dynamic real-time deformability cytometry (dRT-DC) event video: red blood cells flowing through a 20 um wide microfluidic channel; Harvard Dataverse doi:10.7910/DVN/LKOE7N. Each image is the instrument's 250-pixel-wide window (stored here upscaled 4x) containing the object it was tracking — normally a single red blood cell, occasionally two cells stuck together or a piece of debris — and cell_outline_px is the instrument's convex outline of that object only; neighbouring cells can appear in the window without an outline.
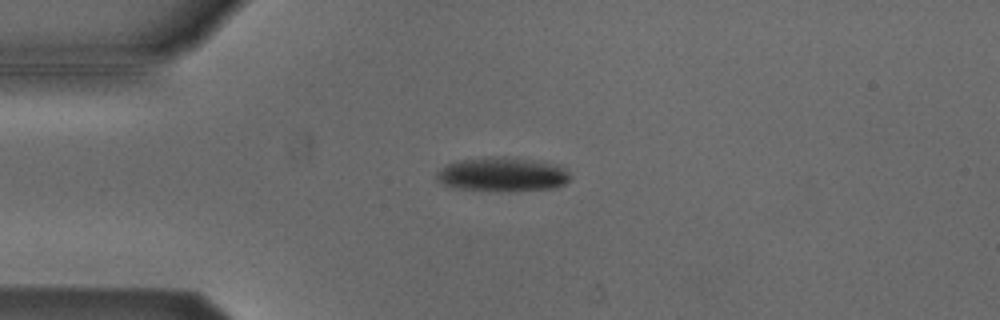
{"species": "Egyptian fruit bat (a non-hibernating species)", "species_latin": "Rousettus aegyptiacus", "temperature_condition": "cold", "stored_images_in_passage": 41, "camera_frame_rate_fps": 3000, "um_per_image_px": 0.085, "animal": {"sex": "male"}, "frame": {"image": 1, "passage_image": 1, "time_ms": 0.0, "image_size_px": [1000, 320], "cell_outline_px": [[568, 180], [564, 184], [556, 188], [512, 192], [496, 192], [452, 188], [436, 180], [436, 172], [444, 164], [456, 160], [504, 156], [556, 164], [564, 168], [568, 172]], "centroid_in_image_um": [42.64, 14.85], "position_along_channel_um": 42.4, "area_um2": 27.11}}
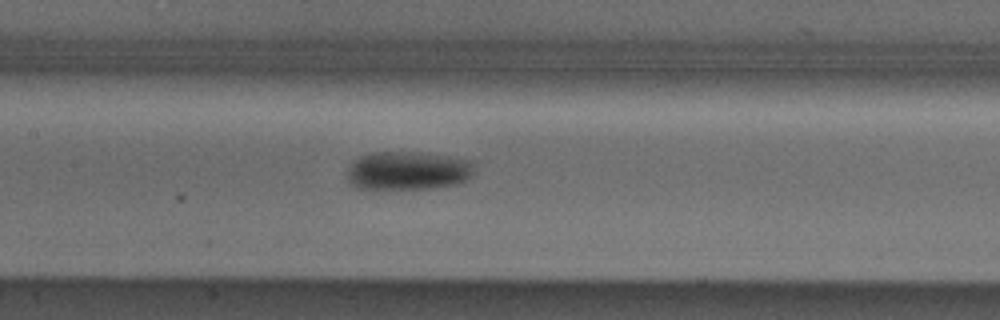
{"frame": {"image": 2, "passage_image": 13, "time_ms": 4.0, "image_size_px": [1000, 320], "cell_outline_px": [[476, 160], [472, 172], [460, 184], [432, 188], [356, 188], [348, 180], [348, 168], [352, 160], [360, 156], [372, 152], [420, 152]], "centroid_in_image_um": [34.69, 14.48], "position_along_channel_um": 172.7, "area_um2": 28.67}}
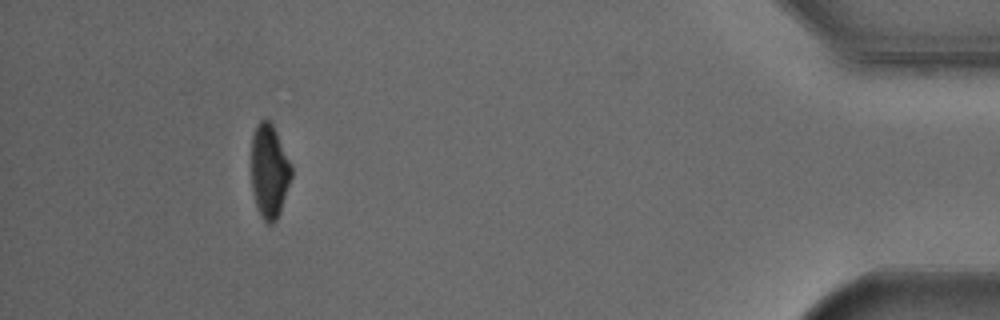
{"frame": {"image": 3, "passage_image": 37, "time_ms": 12.0, "image_size_px": [1000, 320], "cell_outline_px": [[292, 176], [280, 212], [276, 220], [272, 224], [268, 224], [264, 220], [256, 204], [252, 188], [252, 136], [256, 124], [264, 116], [272, 124], [292, 164]], "centroid_in_image_um": [22.9, 14.51], "position_along_channel_um": 412.3, "area_um2": 21.85}, "authors_computed_cell_mechanics": {"area_um2": 27.2238, "velocity_mm_per_s": 3.8137, "shape_relaxation_time_tau1_ms": 1.7909, "shape_relaxation_time_tau2_ms": null, "deformation_change_tau1": 0.096, "deformation_change_tau2": null}}